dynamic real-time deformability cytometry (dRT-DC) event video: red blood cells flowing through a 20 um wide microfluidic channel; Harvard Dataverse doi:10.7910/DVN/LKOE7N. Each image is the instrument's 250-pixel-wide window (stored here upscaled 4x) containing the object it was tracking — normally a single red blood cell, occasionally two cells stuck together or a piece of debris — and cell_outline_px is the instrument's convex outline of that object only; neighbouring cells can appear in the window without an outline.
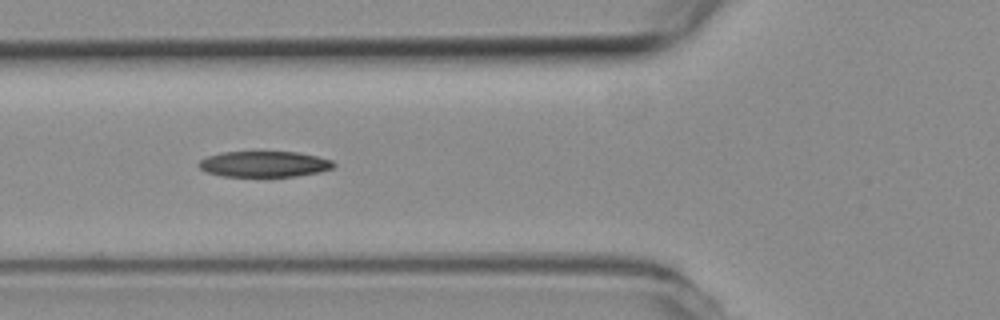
{"species": "common noctule bat (a hibernating species)", "species_latin": "Nyctalus noctula", "temperature_condition": "room temperature", "stored_images_in_passage": 14, "camera_frame_rate_fps": 3000, "um_per_image_px": 0.085, "animal": {"sex": "female", "body_mass_g": 19.3, "forearm_length_mm": 54.1}, "frame": {"image": 1, "passage_image": 5, "time_ms": 1.333, "image_size_px": [1000, 320], "cell_outline_px": [[336, 164], [332, 168], [320, 172], [296, 176], [220, 176], [208, 172], [200, 168], [196, 164], [200, 160], [208, 156], [224, 152], [296, 152], [316, 156], [332, 160]], "centroid_in_image_um": [22.46, 13.95], "position_along_channel_um": 103.3, "area_um2": 20.17}}
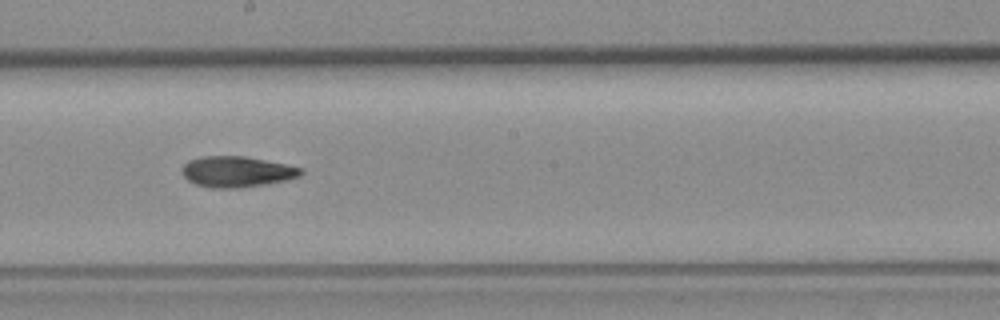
{"frame": {"image": 2, "passage_image": 8, "time_ms": 2.333, "image_size_px": [1000, 320], "cell_outline_px": [[304, 172], [300, 176], [288, 180], [268, 184], [240, 188], [212, 188], [196, 184], [188, 180], [184, 176], [184, 164], [188, 160], [204, 156], [244, 156], [284, 164], [300, 168]], "centroid_in_image_um": [20.15, 14.6], "position_along_channel_um": 228.1, "area_um2": 21.21}}
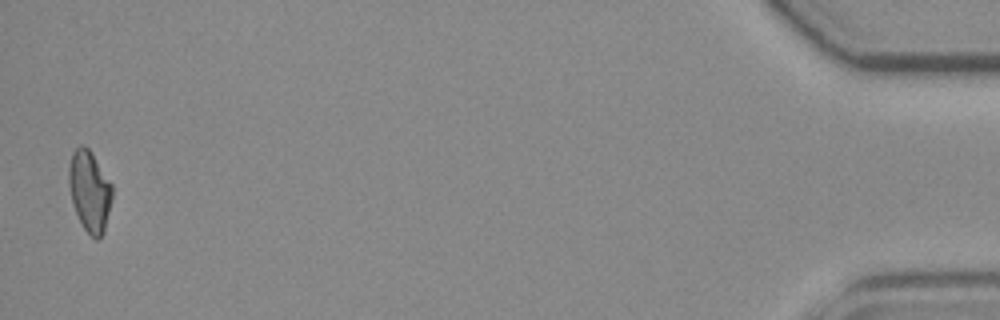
{"frame": {"image": 3, "passage_image": 14, "time_ms": 4.333, "image_size_px": [1000, 320], "cell_outline_px": [[112, 200], [104, 232], [96, 240], [84, 228], [76, 212], [72, 200], [68, 184], [68, 168], [72, 152], [80, 144], [84, 144], [88, 148], [112, 184]], "centroid_in_image_um": [7.61, 16.22], "position_along_channel_um": 427.6, "area_um2": 20.29}}